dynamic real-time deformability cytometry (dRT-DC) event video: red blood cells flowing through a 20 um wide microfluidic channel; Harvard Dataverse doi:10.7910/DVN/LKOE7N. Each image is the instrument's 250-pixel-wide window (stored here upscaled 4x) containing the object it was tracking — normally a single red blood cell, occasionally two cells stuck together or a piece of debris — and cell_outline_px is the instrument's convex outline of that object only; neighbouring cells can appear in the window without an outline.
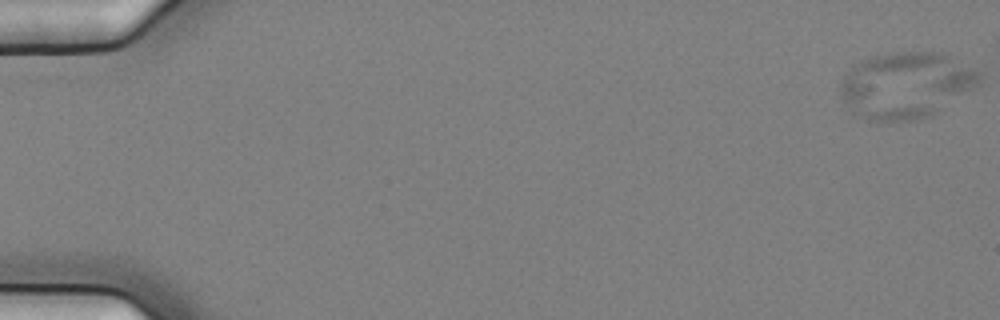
{"species": "common noctule bat (a hibernating species)", "species_latin": "Nyctalus noctula", "temperature_condition": "cold", "stored_images_in_passage": 6, "camera_frame_rate_fps": 3000, "um_per_image_px": 0.085, "animal": {"sex": "female", "body_mass_g": 25.1}, "frame": {"image": 1, "passage_image": 1, "time_ms": 0.0, "image_size_px": [1000, 320], "cell_outline_px": [[980, 84], [936, 112], [928, 116], [916, 120], [868, 120], [852, 116], [840, 96], [840, 84], [844, 76], [852, 64], [872, 56], [888, 52], [940, 52], [980, 72]], "centroid_in_image_um": [76.93, 7.24], "position_along_channel_um": 8.1, "area_um2": 53.7}}